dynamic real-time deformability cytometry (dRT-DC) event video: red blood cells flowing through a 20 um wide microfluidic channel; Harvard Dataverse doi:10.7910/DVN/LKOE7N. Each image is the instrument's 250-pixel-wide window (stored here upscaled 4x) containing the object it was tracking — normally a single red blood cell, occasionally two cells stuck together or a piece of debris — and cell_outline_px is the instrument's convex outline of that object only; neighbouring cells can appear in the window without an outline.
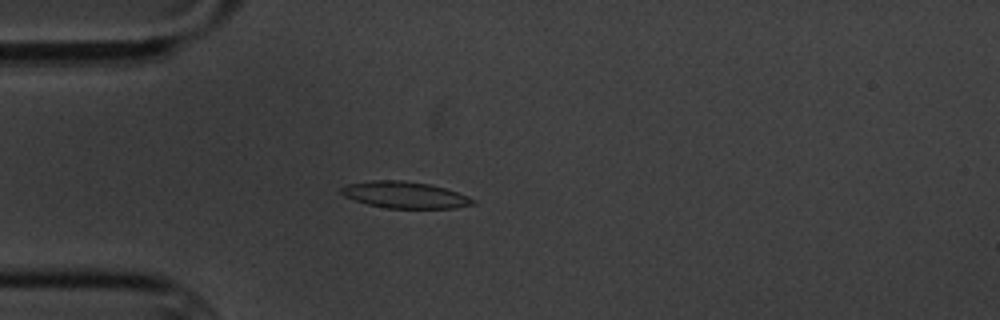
{"species": "common noctule bat (a hibernating species)", "species_latin": "Nyctalus noctula", "temperature_condition": "cold", "stored_images_in_passage": 6, "camera_frame_rate_fps": 3000, "um_per_image_px": 0.085, "animal": {"sex": "male", "body_mass_g": 20.1, "forearm_length_mm": 53.5}, "frame": {"image": 1, "passage_image": 5, "time_ms": 4.667, "image_size_px": [1000, 320], "cell_outline_px": [[476, 204], [456, 208], [388, 208], [368, 204], [344, 196], [340, 192], [340, 188], [348, 184], [372, 180], [404, 180], [432, 184], [468, 196], [476, 200]], "centroid_in_image_um": [34.44, 16.56], "position_along_channel_um": 50.6, "area_um2": 20.4}}